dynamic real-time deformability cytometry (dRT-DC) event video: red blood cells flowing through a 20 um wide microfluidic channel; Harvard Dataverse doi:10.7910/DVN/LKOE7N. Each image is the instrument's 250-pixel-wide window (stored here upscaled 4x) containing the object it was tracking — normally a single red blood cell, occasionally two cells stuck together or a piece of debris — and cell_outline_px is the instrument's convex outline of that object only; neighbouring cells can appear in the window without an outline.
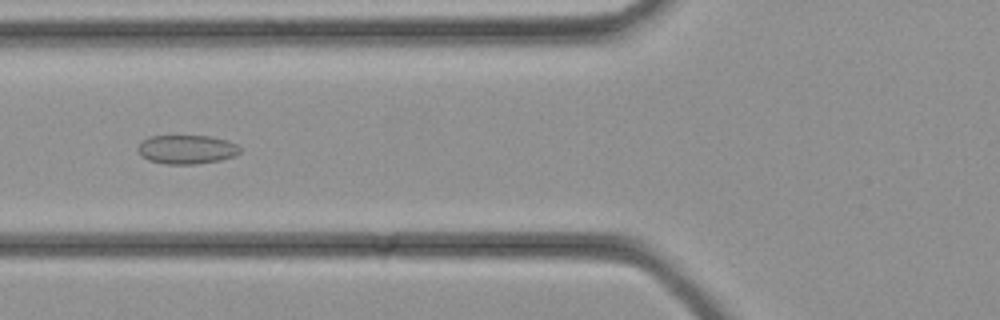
{"species": "common noctule bat (a hibernating species)", "species_latin": "Nyctalus noctula", "temperature_condition": "cold", "stored_images_in_passage": 26, "camera_frame_rate_fps": 3000, "um_per_image_px": 0.085, "animal": {"sex": "female", "body_mass_g": 21.9}, "frame": {"image": 1, "passage_image": 5, "time_ms": 1.333, "image_size_px": [1000, 320], "cell_outline_px": [[240, 152], [236, 156], [220, 160], [196, 164], [164, 164], [148, 160], [140, 156], [136, 148], [140, 140], [148, 136], [212, 136], [228, 140], [236, 144], [240, 148]], "centroid_in_image_um": [15.83, 12.7], "position_along_channel_um": 110.0, "area_um2": 17.57}}
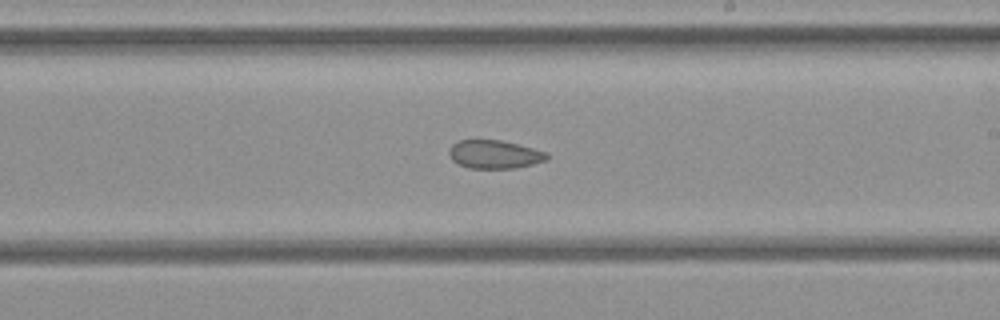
{"frame": {"image": 2, "passage_image": 12, "time_ms": 3.667, "image_size_px": [1000, 320], "cell_outline_px": [[548, 160], [532, 164], [512, 168], [468, 168], [452, 160], [448, 152], [448, 148], [452, 144], [460, 140], [500, 140], [548, 152]], "centroid_in_image_um": [42.02, 13.12], "position_along_channel_um": 247.0, "area_um2": 16.07}}
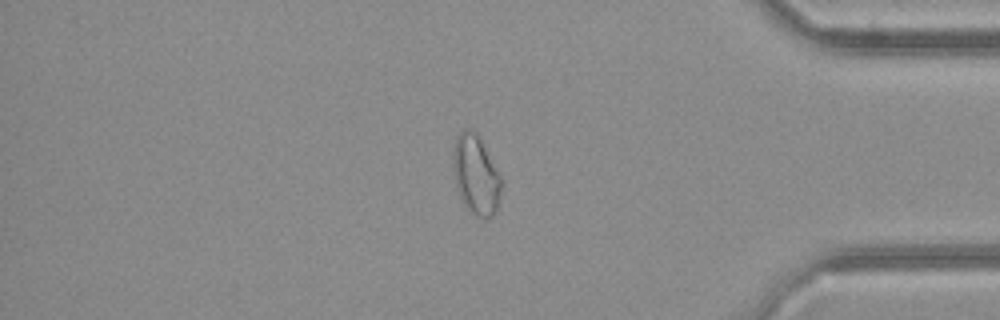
{"frame": {"image": 3, "passage_image": 21, "time_ms": 6.667, "image_size_px": [1000, 320], "cell_outline_px": [[500, 192], [496, 212], [492, 216], [472, 216], [460, 196], [456, 184], [452, 168], [452, 156], [456, 136], [464, 128], [472, 128], [476, 132], [500, 176]], "centroid_in_image_um": [40.41, 14.84], "position_along_channel_um": 394.8, "area_um2": 21.96}}